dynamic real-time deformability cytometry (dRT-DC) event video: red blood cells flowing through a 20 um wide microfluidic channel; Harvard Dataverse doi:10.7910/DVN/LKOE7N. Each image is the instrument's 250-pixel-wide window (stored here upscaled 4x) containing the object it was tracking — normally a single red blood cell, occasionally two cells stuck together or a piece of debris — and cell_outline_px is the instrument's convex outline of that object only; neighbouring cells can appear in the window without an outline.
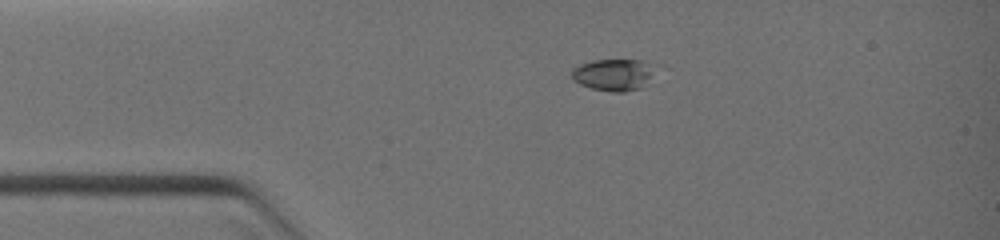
{"species": "common noctule bat (a hibernating species)", "species_latin": "Nyctalus noctula", "temperature_condition": "warm", "stored_images_in_passage": 2, "camera_frame_rate_fps": 3000, "um_per_image_px": 0.085, "animal": {"sex": "female", "body_mass_g": 19.0, "forearm_length_mm": 51.5}, "frame": {"image": 1, "passage_image": 1, "time_ms": 0.0, "image_size_px": [1000, 240], "cell_outline_px": [[648, 76], [640, 88], [624, 92], [612, 92], [592, 88], [580, 84], [572, 80], [572, 68], [580, 64], [592, 60], [640, 60], [648, 72]], "centroid_in_image_um": [51.93, 6.37], "position_along_channel_um": 33.1, "area_um2": 14.51}}